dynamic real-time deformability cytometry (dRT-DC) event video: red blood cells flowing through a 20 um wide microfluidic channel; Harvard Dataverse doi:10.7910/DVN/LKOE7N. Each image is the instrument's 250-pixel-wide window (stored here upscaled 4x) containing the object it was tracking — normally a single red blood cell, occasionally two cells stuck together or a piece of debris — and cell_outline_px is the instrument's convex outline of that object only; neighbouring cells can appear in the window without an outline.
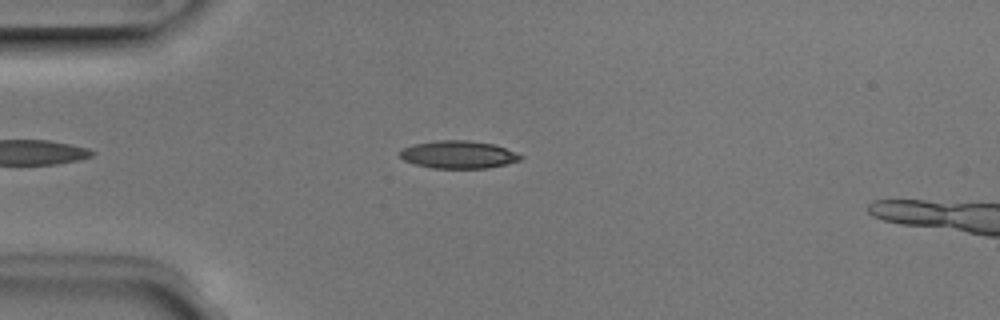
{"species": "Egyptian fruit bat (a non-hibernating species)", "species_latin": "Rousettus aegyptiacus", "temperature_condition": "room temperature", "stored_images_in_passage": 46, "camera_frame_rate_fps": 3000, "um_per_image_px": 0.085, "animal": {"sex": "male"}, "frame": {"image": 1, "passage_image": 8, "time_ms": 2.333, "image_size_px": [1000, 320], "cell_outline_px": [[524, 156], [520, 160], [488, 168], [432, 168], [416, 164], [404, 160], [400, 156], [400, 148], [412, 144], [436, 140], [468, 140], [492, 144], [516, 152]], "centroid_in_image_um": [38.93, 13.13], "position_along_channel_um": 46.1, "area_um2": 19.42}}
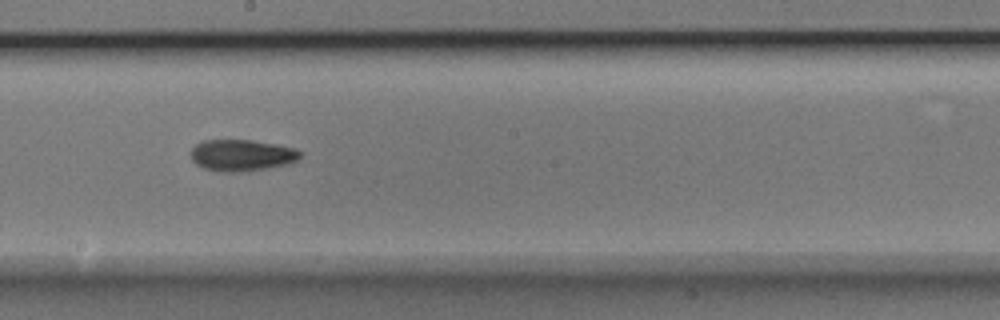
{"frame": {"image": 2, "passage_image": 23, "time_ms": 7.333, "image_size_px": [1000, 320], "cell_outline_px": [[300, 156], [296, 160], [288, 164], [248, 172], [216, 172], [204, 168], [196, 164], [192, 160], [192, 148], [196, 144], [204, 140], [252, 140], [276, 144], [296, 148], [300, 152]], "centroid_in_image_um": [20.54, 13.21], "position_along_channel_um": 227.7, "area_um2": 20.23}}
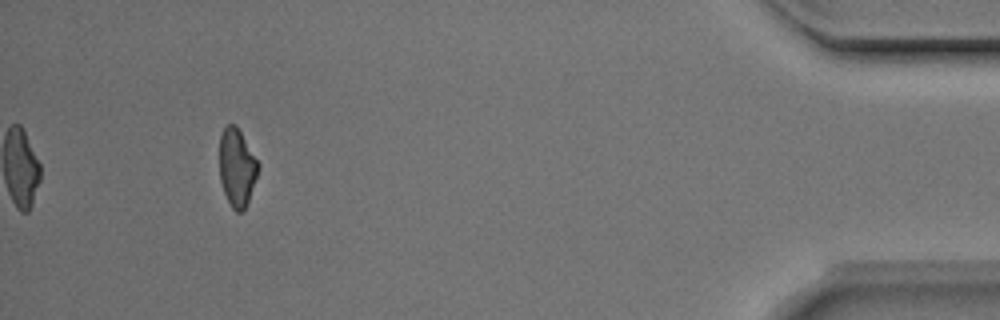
{"frame": {"image": 3, "passage_image": 42, "time_ms": 13.667, "image_size_px": [1000, 320], "cell_outline_px": [[260, 164], [248, 200], [244, 208], [240, 212], [236, 212], [232, 208], [224, 192], [220, 180], [220, 136], [224, 128], [228, 124], [236, 124]], "centroid_in_image_um": [20.13, 14.2], "position_along_channel_um": 415.1, "area_um2": 17.28}, "authors_computed_cell_mechanics": {"area_um2": 19.0451, "velocity_mm_per_s": 3.9884, "shape_relaxation_time_tau1_ms": 3.3418, "shape_relaxation_time_tau2_ms": 4.0383, "deformation_change_tau1": 0.1384, "deformation_change_tau2": 0.1182}}